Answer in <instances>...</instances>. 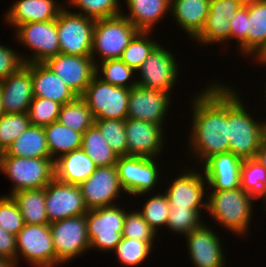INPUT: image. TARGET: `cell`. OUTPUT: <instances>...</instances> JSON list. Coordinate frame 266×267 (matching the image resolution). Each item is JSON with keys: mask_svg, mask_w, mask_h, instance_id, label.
<instances>
[{"mask_svg": "<svg viewBox=\"0 0 266 267\" xmlns=\"http://www.w3.org/2000/svg\"><path fill=\"white\" fill-rule=\"evenodd\" d=\"M193 97L189 152L203 164L211 156L229 152L228 86L213 84Z\"/></svg>", "mask_w": 266, "mask_h": 267, "instance_id": "6da1fadb", "label": "cell"}, {"mask_svg": "<svg viewBox=\"0 0 266 267\" xmlns=\"http://www.w3.org/2000/svg\"><path fill=\"white\" fill-rule=\"evenodd\" d=\"M240 99L235 89L228 86L229 152L244 160L256 157L265 138L266 121L254 120Z\"/></svg>", "mask_w": 266, "mask_h": 267, "instance_id": "7a4b0ae2", "label": "cell"}, {"mask_svg": "<svg viewBox=\"0 0 266 267\" xmlns=\"http://www.w3.org/2000/svg\"><path fill=\"white\" fill-rule=\"evenodd\" d=\"M207 197V212L228 231L239 236L248 232L252 202L256 198L241 187L231 190H212Z\"/></svg>", "mask_w": 266, "mask_h": 267, "instance_id": "3957f363", "label": "cell"}, {"mask_svg": "<svg viewBox=\"0 0 266 267\" xmlns=\"http://www.w3.org/2000/svg\"><path fill=\"white\" fill-rule=\"evenodd\" d=\"M0 171L12 181L11 194L45 188L55 178L52 158L0 156Z\"/></svg>", "mask_w": 266, "mask_h": 267, "instance_id": "277c9868", "label": "cell"}, {"mask_svg": "<svg viewBox=\"0 0 266 267\" xmlns=\"http://www.w3.org/2000/svg\"><path fill=\"white\" fill-rule=\"evenodd\" d=\"M138 31L122 14L95 20L91 50L95 65L97 53L102 61L120 59L124 49Z\"/></svg>", "mask_w": 266, "mask_h": 267, "instance_id": "5b68a950", "label": "cell"}, {"mask_svg": "<svg viewBox=\"0 0 266 267\" xmlns=\"http://www.w3.org/2000/svg\"><path fill=\"white\" fill-rule=\"evenodd\" d=\"M130 89L102 81L95 75L81 97L95 120H125L128 114Z\"/></svg>", "mask_w": 266, "mask_h": 267, "instance_id": "8992f818", "label": "cell"}, {"mask_svg": "<svg viewBox=\"0 0 266 267\" xmlns=\"http://www.w3.org/2000/svg\"><path fill=\"white\" fill-rule=\"evenodd\" d=\"M125 215L126 210L117 204L88 210L85 219L90 249L115 250L122 239Z\"/></svg>", "mask_w": 266, "mask_h": 267, "instance_id": "52a82bcc", "label": "cell"}, {"mask_svg": "<svg viewBox=\"0 0 266 267\" xmlns=\"http://www.w3.org/2000/svg\"><path fill=\"white\" fill-rule=\"evenodd\" d=\"M63 7L57 17L60 53L91 56L95 20Z\"/></svg>", "mask_w": 266, "mask_h": 267, "instance_id": "ba28073f", "label": "cell"}, {"mask_svg": "<svg viewBox=\"0 0 266 267\" xmlns=\"http://www.w3.org/2000/svg\"><path fill=\"white\" fill-rule=\"evenodd\" d=\"M56 265L69 262L90 249L85 214L50 223Z\"/></svg>", "mask_w": 266, "mask_h": 267, "instance_id": "9c48e42d", "label": "cell"}, {"mask_svg": "<svg viewBox=\"0 0 266 267\" xmlns=\"http://www.w3.org/2000/svg\"><path fill=\"white\" fill-rule=\"evenodd\" d=\"M16 246L17 261L21 254L32 266H56V253L49 224H25L16 235Z\"/></svg>", "mask_w": 266, "mask_h": 267, "instance_id": "30bf717a", "label": "cell"}, {"mask_svg": "<svg viewBox=\"0 0 266 267\" xmlns=\"http://www.w3.org/2000/svg\"><path fill=\"white\" fill-rule=\"evenodd\" d=\"M18 43L31 49L32 56L26 63H44L47 59L60 54L57 19L45 22H31L16 27Z\"/></svg>", "mask_w": 266, "mask_h": 267, "instance_id": "8fae6325", "label": "cell"}, {"mask_svg": "<svg viewBox=\"0 0 266 267\" xmlns=\"http://www.w3.org/2000/svg\"><path fill=\"white\" fill-rule=\"evenodd\" d=\"M116 167L123 191L132 196H144L154 188L160 176L155 158L119 156Z\"/></svg>", "mask_w": 266, "mask_h": 267, "instance_id": "7c38bea8", "label": "cell"}, {"mask_svg": "<svg viewBox=\"0 0 266 267\" xmlns=\"http://www.w3.org/2000/svg\"><path fill=\"white\" fill-rule=\"evenodd\" d=\"M171 53L158 44L136 70L141 74L137 85L170 93L178 78V63Z\"/></svg>", "mask_w": 266, "mask_h": 267, "instance_id": "4fadbf2b", "label": "cell"}, {"mask_svg": "<svg viewBox=\"0 0 266 267\" xmlns=\"http://www.w3.org/2000/svg\"><path fill=\"white\" fill-rule=\"evenodd\" d=\"M45 207L50 223L88 211L79 186L61 182L56 178L45 187Z\"/></svg>", "mask_w": 266, "mask_h": 267, "instance_id": "5bb4252c", "label": "cell"}, {"mask_svg": "<svg viewBox=\"0 0 266 267\" xmlns=\"http://www.w3.org/2000/svg\"><path fill=\"white\" fill-rule=\"evenodd\" d=\"M78 186L88 210L116 205L114 202L123 190L116 165L97 167Z\"/></svg>", "mask_w": 266, "mask_h": 267, "instance_id": "9a60e30c", "label": "cell"}, {"mask_svg": "<svg viewBox=\"0 0 266 267\" xmlns=\"http://www.w3.org/2000/svg\"><path fill=\"white\" fill-rule=\"evenodd\" d=\"M44 64L81 96L96 75V65L91 56H77L60 53L47 59Z\"/></svg>", "mask_w": 266, "mask_h": 267, "instance_id": "2e32d148", "label": "cell"}, {"mask_svg": "<svg viewBox=\"0 0 266 267\" xmlns=\"http://www.w3.org/2000/svg\"><path fill=\"white\" fill-rule=\"evenodd\" d=\"M170 101L169 92L135 85L130 88L127 118L163 126Z\"/></svg>", "mask_w": 266, "mask_h": 267, "instance_id": "e0dca14e", "label": "cell"}, {"mask_svg": "<svg viewBox=\"0 0 266 267\" xmlns=\"http://www.w3.org/2000/svg\"><path fill=\"white\" fill-rule=\"evenodd\" d=\"M185 171L172 180L173 182L167 188L165 194L169 208H190L194 211L207 209V203L203 202L206 193L204 174L201 175L194 170Z\"/></svg>", "mask_w": 266, "mask_h": 267, "instance_id": "ac0fdd59", "label": "cell"}, {"mask_svg": "<svg viewBox=\"0 0 266 267\" xmlns=\"http://www.w3.org/2000/svg\"><path fill=\"white\" fill-rule=\"evenodd\" d=\"M162 125L142 120L125 119L127 155L155 158L163 149Z\"/></svg>", "mask_w": 266, "mask_h": 267, "instance_id": "d6986e66", "label": "cell"}, {"mask_svg": "<svg viewBox=\"0 0 266 267\" xmlns=\"http://www.w3.org/2000/svg\"><path fill=\"white\" fill-rule=\"evenodd\" d=\"M189 257L195 267H223L225 256L221 237L204 223L185 235Z\"/></svg>", "mask_w": 266, "mask_h": 267, "instance_id": "ffe728a7", "label": "cell"}, {"mask_svg": "<svg viewBox=\"0 0 266 267\" xmlns=\"http://www.w3.org/2000/svg\"><path fill=\"white\" fill-rule=\"evenodd\" d=\"M243 159L232 152L211 156L202 166L207 187L211 190H231L241 187L240 169Z\"/></svg>", "mask_w": 266, "mask_h": 267, "instance_id": "44dd1931", "label": "cell"}, {"mask_svg": "<svg viewBox=\"0 0 266 267\" xmlns=\"http://www.w3.org/2000/svg\"><path fill=\"white\" fill-rule=\"evenodd\" d=\"M5 113L28 112L33 94L31 71L23 65L17 72L0 82Z\"/></svg>", "mask_w": 266, "mask_h": 267, "instance_id": "7402d4cb", "label": "cell"}, {"mask_svg": "<svg viewBox=\"0 0 266 267\" xmlns=\"http://www.w3.org/2000/svg\"><path fill=\"white\" fill-rule=\"evenodd\" d=\"M32 74L34 97L46 98L61 105L74 100L77 95L44 63H25Z\"/></svg>", "mask_w": 266, "mask_h": 267, "instance_id": "603a6c76", "label": "cell"}, {"mask_svg": "<svg viewBox=\"0 0 266 267\" xmlns=\"http://www.w3.org/2000/svg\"><path fill=\"white\" fill-rule=\"evenodd\" d=\"M62 8L54 0H18L6 12L5 22L16 28L25 23L51 21L57 19Z\"/></svg>", "mask_w": 266, "mask_h": 267, "instance_id": "cb8c5ba5", "label": "cell"}, {"mask_svg": "<svg viewBox=\"0 0 266 267\" xmlns=\"http://www.w3.org/2000/svg\"><path fill=\"white\" fill-rule=\"evenodd\" d=\"M55 178L67 184H81L96 170V164L81 149L63 154L54 160Z\"/></svg>", "mask_w": 266, "mask_h": 267, "instance_id": "d4e9b609", "label": "cell"}, {"mask_svg": "<svg viewBox=\"0 0 266 267\" xmlns=\"http://www.w3.org/2000/svg\"><path fill=\"white\" fill-rule=\"evenodd\" d=\"M210 9V0H171L170 14L180 28L195 38L202 30Z\"/></svg>", "mask_w": 266, "mask_h": 267, "instance_id": "484cf974", "label": "cell"}, {"mask_svg": "<svg viewBox=\"0 0 266 267\" xmlns=\"http://www.w3.org/2000/svg\"><path fill=\"white\" fill-rule=\"evenodd\" d=\"M125 16L139 31H150L170 11L171 0H126ZM167 11V12H166Z\"/></svg>", "mask_w": 266, "mask_h": 267, "instance_id": "4316f807", "label": "cell"}, {"mask_svg": "<svg viewBox=\"0 0 266 267\" xmlns=\"http://www.w3.org/2000/svg\"><path fill=\"white\" fill-rule=\"evenodd\" d=\"M0 156L51 158L44 128L30 125Z\"/></svg>", "mask_w": 266, "mask_h": 267, "instance_id": "83f0119b", "label": "cell"}, {"mask_svg": "<svg viewBox=\"0 0 266 267\" xmlns=\"http://www.w3.org/2000/svg\"><path fill=\"white\" fill-rule=\"evenodd\" d=\"M247 56L259 58L266 50V0H248Z\"/></svg>", "mask_w": 266, "mask_h": 267, "instance_id": "f1b7e54d", "label": "cell"}, {"mask_svg": "<svg viewBox=\"0 0 266 267\" xmlns=\"http://www.w3.org/2000/svg\"><path fill=\"white\" fill-rule=\"evenodd\" d=\"M17 203L24 224H50L45 207V188L21 190L10 194Z\"/></svg>", "mask_w": 266, "mask_h": 267, "instance_id": "f546056e", "label": "cell"}, {"mask_svg": "<svg viewBox=\"0 0 266 267\" xmlns=\"http://www.w3.org/2000/svg\"><path fill=\"white\" fill-rule=\"evenodd\" d=\"M43 128L46 134L49 153L53 160L63 154L81 148L82 133L74 131L58 121L52 122Z\"/></svg>", "mask_w": 266, "mask_h": 267, "instance_id": "4dcf8cb0", "label": "cell"}, {"mask_svg": "<svg viewBox=\"0 0 266 267\" xmlns=\"http://www.w3.org/2000/svg\"><path fill=\"white\" fill-rule=\"evenodd\" d=\"M81 149L97 167L116 165L119 157L95 124L82 134Z\"/></svg>", "mask_w": 266, "mask_h": 267, "instance_id": "1f68e13d", "label": "cell"}, {"mask_svg": "<svg viewBox=\"0 0 266 267\" xmlns=\"http://www.w3.org/2000/svg\"><path fill=\"white\" fill-rule=\"evenodd\" d=\"M57 121L83 134L94 124L95 119L85 100L77 96L71 102L61 106Z\"/></svg>", "mask_w": 266, "mask_h": 267, "instance_id": "d6a6232c", "label": "cell"}, {"mask_svg": "<svg viewBox=\"0 0 266 267\" xmlns=\"http://www.w3.org/2000/svg\"><path fill=\"white\" fill-rule=\"evenodd\" d=\"M241 188L256 199L266 201V169L255 158L244 159L240 169Z\"/></svg>", "mask_w": 266, "mask_h": 267, "instance_id": "836d02e7", "label": "cell"}, {"mask_svg": "<svg viewBox=\"0 0 266 267\" xmlns=\"http://www.w3.org/2000/svg\"><path fill=\"white\" fill-rule=\"evenodd\" d=\"M99 64L100 65H98V63L96 64V75L102 81L114 86L129 89L137 85V82L134 81V79L136 80V78H134L133 76L136 71L133 68L129 67L126 63H124L121 59H109L101 61V63ZM99 71L101 72V74H99ZM100 75L102 76L99 77ZM131 79L134 82L130 83L129 80Z\"/></svg>", "mask_w": 266, "mask_h": 267, "instance_id": "e575fe53", "label": "cell"}, {"mask_svg": "<svg viewBox=\"0 0 266 267\" xmlns=\"http://www.w3.org/2000/svg\"><path fill=\"white\" fill-rule=\"evenodd\" d=\"M150 31H138L124 49L121 60L135 71L141 66L144 60L150 55L158 42L147 37Z\"/></svg>", "mask_w": 266, "mask_h": 267, "instance_id": "d590c367", "label": "cell"}, {"mask_svg": "<svg viewBox=\"0 0 266 267\" xmlns=\"http://www.w3.org/2000/svg\"><path fill=\"white\" fill-rule=\"evenodd\" d=\"M153 242L122 237L121 242L116 246L115 252L120 262L127 267H136L143 263L150 255Z\"/></svg>", "mask_w": 266, "mask_h": 267, "instance_id": "8d00e7d4", "label": "cell"}, {"mask_svg": "<svg viewBox=\"0 0 266 267\" xmlns=\"http://www.w3.org/2000/svg\"><path fill=\"white\" fill-rule=\"evenodd\" d=\"M31 125L28 113H4L0 117V154Z\"/></svg>", "mask_w": 266, "mask_h": 267, "instance_id": "74e56055", "label": "cell"}, {"mask_svg": "<svg viewBox=\"0 0 266 267\" xmlns=\"http://www.w3.org/2000/svg\"><path fill=\"white\" fill-rule=\"evenodd\" d=\"M230 19L221 15H208L201 32L194 38L201 45L224 43L231 39Z\"/></svg>", "mask_w": 266, "mask_h": 267, "instance_id": "f35d334b", "label": "cell"}, {"mask_svg": "<svg viewBox=\"0 0 266 267\" xmlns=\"http://www.w3.org/2000/svg\"><path fill=\"white\" fill-rule=\"evenodd\" d=\"M94 124L99 128L109 146L118 156H127L125 120H95Z\"/></svg>", "mask_w": 266, "mask_h": 267, "instance_id": "ab89813d", "label": "cell"}, {"mask_svg": "<svg viewBox=\"0 0 266 267\" xmlns=\"http://www.w3.org/2000/svg\"><path fill=\"white\" fill-rule=\"evenodd\" d=\"M71 6L80 9V14L94 20L118 16L123 13L118 0H68ZM86 13V14H84Z\"/></svg>", "mask_w": 266, "mask_h": 267, "instance_id": "60d3db41", "label": "cell"}, {"mask_svg": "<svg viewBox=\"0 0 266 267\" xmlns=\"http://www.w3.org/2000/svg\"><path fill=\"white\" fill-rule=\"evenodd\" d=\"M139 211L149 226L157 232L158 227L166 226L170 212L169 202L165 193L152 195Z\"/></svg>", "mask_w": 266, "mask_h": 267, "instance_id": "b9f144b4", "label": "cell"}, {"mask_svg": "<svg viewBox=\"0 0 266 267\" xmlns=\"http://www.w3.org/2000/svg\"><path fill=\"white\" fill-rule=\"evenodd\" d=\"M61 106L50 99L33 97L27 112L31 125L45 127L56 122Z\"/></svg>", "mask_w": 266, "mask_h": 267, "instance_id": "7bdbcfd3", "label": "cell"}, {"mask_svg": "<svg viewBox=\"0 0 266 267\" xmlns=\"http://www.w3.org/2000/svg\"><path fill=\"white\" fill-rule=\"evenodd\" d=\"M200 213L201 211H194L190 208H170L167 228L175 233L187 235L203 224Z\"/></svg>", "mask_w": 266, "mask_h": 267, "instance_id": "ee69618b", "label": "cell"}, {"mask_svg": "<svg viewBox=\"0 0 266 267\" xmlns=\"http://www.w3.org/2000/svg\"><path fill=\"white\" fill-rule=\"evenodd\" d=\"M156 235V232L144 220L139 210L126 212L122 237L154 242Z\"/></svg>", "mask_w": 266, "mask_h": 267, "instance_id": "f6af8a7d", "label": "cell"}, {"mask_svg": "<svg viewBox=\"0 0 266 267\" xmlns=\"http://www.w3.org/2000/svg\"><path fill=\"white\" fill-rule=\"evenodd\" d=\"M17 203L10 195L0 197V226L15 236L24 226Z\"/></svg>", "mask_w": 266, "mask_h": 267, "instance_id": "bcb514c9", "label": "cell"}, {"mask_svg": "<svg viewBox=\"0 0 266 267\" xmlns=\"http://www.w3.org/2000/svg\"><path fill=\"white\" fill-rule=\"evenodd\" d=\"M231 39L237 40L240 53L247 55L248 0L239 7L231 18Z\"/></svg>", "mask_w": 266, "mask_h": 267, "instance_id": "7dc6e473", "label": "cell"}, {"mask_svg": "<svg viewBox=\"0 0 266 267\" xmlns=\"http://www.w3.org/2000/svg\"><path fill=\"white\" fill-rule=\"evenodd\" d=\"M26 58L11 47L0 45V82L17 72L26 63Z\"/></svg>", "mask_w": 266, "mask_h": 267, "instance_id": "c3c4849f", "label": "cell"}, {"mask_svg": "<svg viewBox=\"0 0 266 267\" xmlns=\"http://www.w3.org/2000/svg\"><path fill=\"white\" fill-rule=\"evenodd\" d=\"M245 0H210V9L208 15L226 16L230 20Z\"/></svg>", "mask_w": 266, "mask_h": 267, "instance_id": "681fc988", "label": "cell"}, {"mask_svg": "<svg viewBox=\"0 0 266 267\" xmlns=\"http://www.w3.org/2000/svg\"><path fill=\"white\" fill-rule=\"evenodd\" d=\"M0 258L13 260L17 265L16 236L0 226Z\"/></svg>", "mask_w": 266, "mask_h": 267, "instance_id": "f907efd6", "label": "cell"}, {"mask_svg": "<svg viewBox=\"0 0 266 267\" xmlns=\"http://www.w3.org/2000/svg\"><path fill=\"white\" fill-rule=\"evenodd\" d=\"M255 159L258 160L266 169V137L263 139Z\"/></svg>", "mask_w": 266, "mask_h": 267, "instance_id": "816d5d0a", "label": "cell"}, {"mask_svg": "<svg viewBox=\"0 0 266 267\" xmlns=\"http://www.w3.org/2000/svg\"><path fill=\"white\" fill-rule=\"evenodd\" d=\"M0 267H16V262L7 258H0Z\"/></svg>", "mask_w": 266, "mask_h": 267, "instance_id": "f5cc1de1", "label": "cell"}, {"mask_svg": "<svg viewBox=\"0 0 266 267\" xmlns=\"http://www.w3.org/2000/svg\"><path fill=\"white\" fill-rule=\"evenodd\" d=\"M3 96H2V90L0 87V117L5 113L3 108Z\"/></svg>", "mask_w": 266, "mask_h": 267, "instance_id": "db71d44e", "label": "cell"}, {"mask_svg": "<svg viewBox=\"0 0 266 267\" xmlns=\"http://www.w3.org/2000/svg\"><path fill=\"white\" fill-rule=\"evenodd\" d=\"M258 62H260V63H262V65H263V63L265 64V66H266V50L262 53V55L258 58V59H256Z\"/></svg>", "mask_w": 266, "mask_h": 267, "instance_id": "11a10c76", "label": "cell"}]
</instances>
